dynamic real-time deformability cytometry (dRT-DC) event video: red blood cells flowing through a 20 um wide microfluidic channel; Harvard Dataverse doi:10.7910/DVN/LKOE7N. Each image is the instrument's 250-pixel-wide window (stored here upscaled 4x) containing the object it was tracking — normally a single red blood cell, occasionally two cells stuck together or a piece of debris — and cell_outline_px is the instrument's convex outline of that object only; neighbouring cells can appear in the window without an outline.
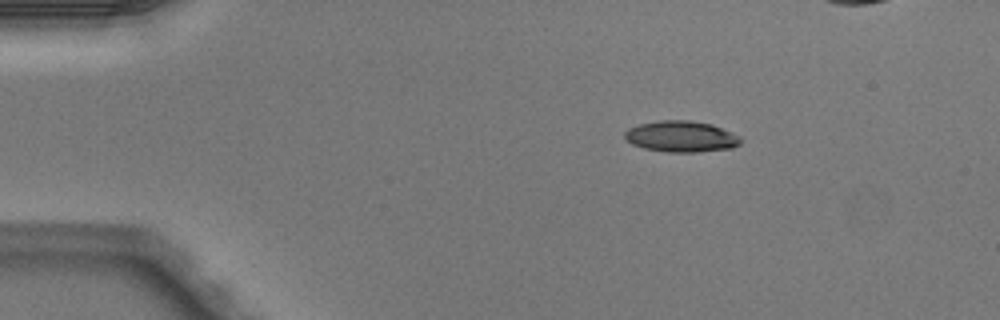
{"species": "Egyptian fruit bat (a non-hibernating species)", "species_latin": "Rousettus aegyptiacus", "temperature_condition": "warm", "stored_images_in_passage": 3, "camera_frame_rate_fps": 3000, "um_per_image_px": 0.085, "animal": {"sex": "male"}, "frame": {"image": 1, "passage_image": 1, "time_ms": 0.0, "image_size_px": [1000, 320], "cell_outline_px": [[744, 140], [740, 144], [732, 148], [696, 152], [668, 152], [644, 148], [632, 144], [624, 136], [624, 132], [628, 128], [640, 124], [660, 120], [688, 120], [712, 124], [732, 132], [740, 136]], "centroid_in_image_um": [57.94, 11.6], "position_along_channel_um": 27.1, "area_um2": 21.1}}